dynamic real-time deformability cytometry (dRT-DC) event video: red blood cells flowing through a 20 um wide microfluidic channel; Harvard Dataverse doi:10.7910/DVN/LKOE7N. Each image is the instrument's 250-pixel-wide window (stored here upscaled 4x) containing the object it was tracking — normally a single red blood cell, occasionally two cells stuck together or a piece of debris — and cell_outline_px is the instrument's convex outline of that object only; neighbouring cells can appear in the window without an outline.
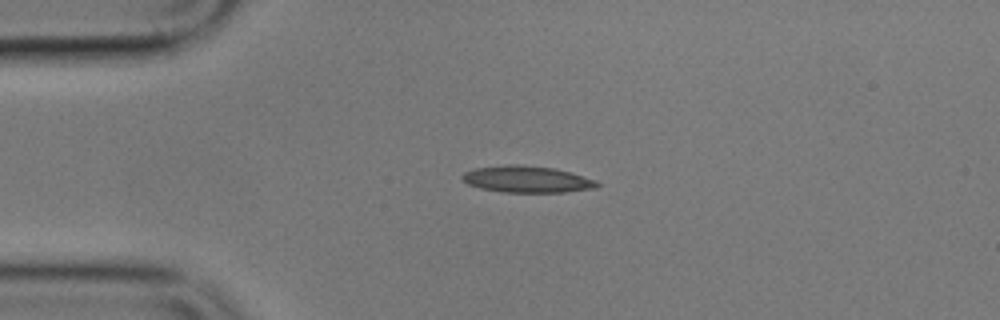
{"species": "common noctule bat (a hibernating species)", "species_latin": "Nyctalus noctula", "temperature_condition": "cold", "stored_images_in_passage": 3, "camera_frame_rate_fps": 3000, "um_per_image_px": 0.085, "animal": {"sex": "male", "body_mass_g": 17.9}, "frame": {"image": 1, "passage_image": 1, "time_ms": 0.0, "image_size_px": [1000, 320], "cell_outline_px": [[600, 184], [596, 188], [564, 192], [504, 192], [480, 188], [468, 184], [460, 176], [464, 172], [476, 168], [508, 164], [516, 164], [552, 168], [568, 172], [596, 180]], "centroid_in_image_um": [44.77, 15.24], "position_along_channel_um": 40.2, "area_um2": 20.69}}
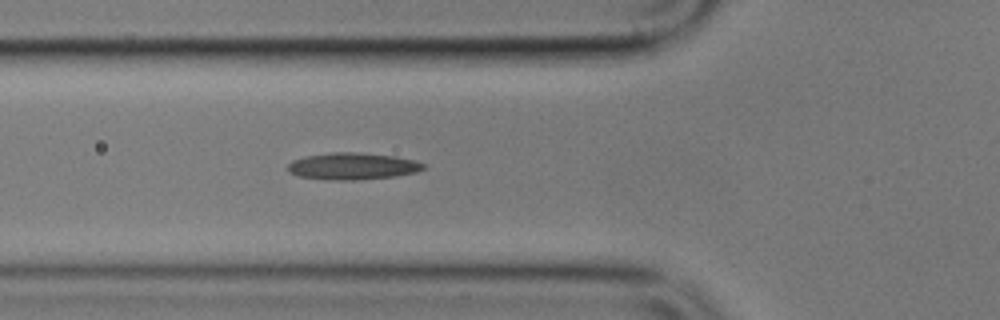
{"frame": {"image": 2, "passage_image": 3, "time_ms": 2.333, "image_size_px": [1000, 320], "cell_outline_px": [[428, 168], [416, 172], [396, 176], [356, 180], [332, 180], [300, 176], [288, 172], [288, 164], [292, 160], [304, 156], [332, 152], [352, 152], [396, 156], [416, 160], [424, 164]], "centroid_in_image_um": [30.0, 14.12], "position_along_channel_um": 95.8, "area_um2": 21.33}}